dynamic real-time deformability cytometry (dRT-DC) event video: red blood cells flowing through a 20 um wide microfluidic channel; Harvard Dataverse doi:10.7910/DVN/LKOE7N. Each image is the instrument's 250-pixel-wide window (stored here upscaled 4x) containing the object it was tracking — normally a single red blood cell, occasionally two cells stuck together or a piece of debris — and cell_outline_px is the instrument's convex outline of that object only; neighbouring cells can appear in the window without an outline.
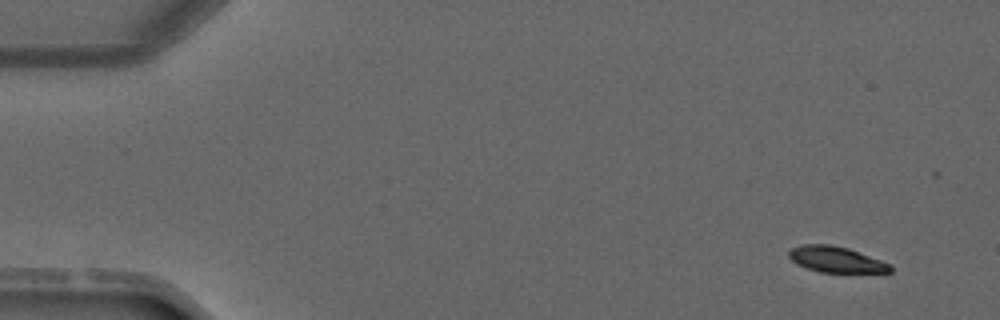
{"species": "common noctule bat (a hibernating species)", "species_latin": "Nyctalus noctula", "temperature_condition": "warm", "stored_images_in_passage": 4, "camera_frame_rate_fps": 3000, "um_per_image_px": 0.085, "animal": {"sex": "male", "forearm_length_mm": 52.5}, "frame": {"image": 1, "passage_image": 1, "time_ms": 0.0, "image_size_px": [1000, 320], "cell_outline_px": [[892, 272], [820, 272], [796, 264], [788, 256], [788, 252], [792, 248], [800, 244], [832, 244], [848, 248], [892, 264]], "centroid_in_image_um": [71.06, 22.04], "position_along_channel_um": 13.9, "area_um2": 15.32}}
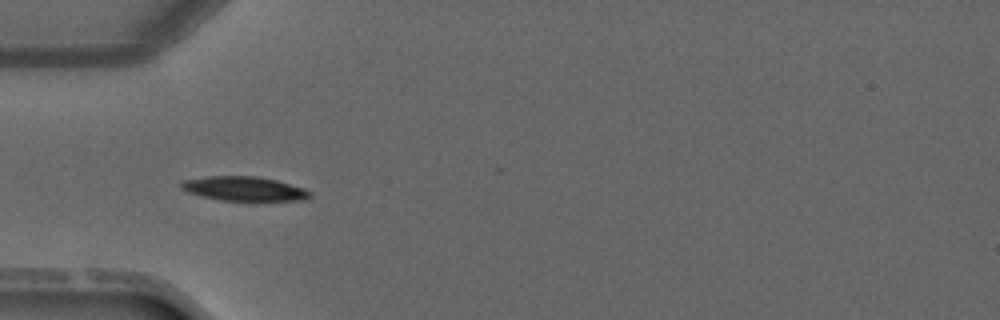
{"frame": {"image": 2, "passage_image": 4, "time_ms": 3.667, "image_size_px": [1000, 320], "cell_outline_px": [[312, 196], [304, 200], [220, 200], [188, 192], [180, 188], [180, 184], [184, 180], [208, 176], [260, 176], [276, 180], [304, 188], [312, 192]], "centroid_in_image_um": [20.78, 16.03], "position_along_channel_um": 64.2, "area_um2": 18.09}}